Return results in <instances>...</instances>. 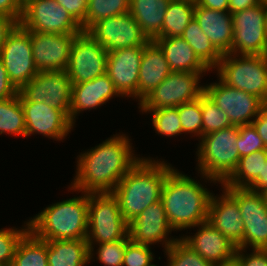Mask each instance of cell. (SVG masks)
<instances>
[{"label":"cell","mask_w":267,"mask_h":266,"mask_svg":"<svg viewBox=\"0 0 267 266\" xmlns=\"http://www.w3.org/2000/svg\"><path fill=\"white\" fill-rule=\"evenodd\" d=\"M128 135L115 134L77 156L70 191L112 193L120 179L139 161Z\"/></svg>","instance_id":"obj_1"},{"label":"cell","mask_w":267,"mask_h":266,"mask_svg":"<svg viewBox=\"0 0 267 266\" xmlns=\"http://www.w3.org/2000/svg\"><path fill=\"white\" fill-rule=\"evenodd\" d=\"M174 168L164 160L142 157L120 179L112 194L118 199L120 211L128 224L161 199L166 176Z\"/></svg>","instance_id":"obj_2"},{"label":"cell","mask_w":267,"mask_h":266,"mask_svg":"<svg viewBox=\"0 0 267 266\" xmlns=\"http://www.w3.org/2000/svg\"><path fill=\"white\" fill-rule=\"evenodd\" d=\"M212 192L197 180L173 169L162 188L161 201L170 226L187 230L208 220V205Z\"/></svg>","instance_id":"obj_3"},{"label":"cell","mask_w":267,"mask_h":266,"mask_svg":"<svg viewBox=\"0 0 267 266\" xmlns=\"http://www.w3.org/2000/svg\"><path fill=\"white\" fill-rule=\"evenodd\" d=\"M82 195V196H81ZM47 206L28 220L29 230L39 239H87L88 193Z\"/></svg>","instance_id":"obj_4"},{"label":"cell","mask_w":267,"mask_h":266,"mask_svg":"<svg viewBox=\"0 0 267 266\" xmlns=\"http://www.w3.org/2000/svg\"><path fill=\"white\" fill-rule=\"evenodd\" d=\"M238 136V126H232L200 138L196 161L201 178L223 184L233 174L240 160Z\"/></svg>","instance_id":"obj_5"},{"label":"cell","mask_w":267,"mask_h":266,"mask_svg":"<svg viewBox=\"0 0 267 266\" xmlns=\"http://www.w3.org/2000/svg\"><path fill=\"white\" fill-rule=\"evenodd\" d=\"M129 225L120 211L118 199L112 193H88L89 262L95 257L94 246L124 239Z\"/></svg>","instance_id":"obj_6"},{"label":"cell","mask_w":267,"mask_h":266,"mask_svg":"<svg viewBox=\"0 0 267 266\" xmlns=\"http://www.w3.org/2000/svg\"><path fill=\"white\" fill-rule=\"evenodd\" d=\"M215 69L228 86L267 103V55L224 54Z\"/></svg>","instance_id":"obj_7"},{"label":"cell","mask_w":267,"mask_h":266,"mask_svg":"<svg viewBox=\"0 0 267 266\" xmlns=\"http://www.w3.org/2000/svg\"><path fill=\"white\" fill-rule=\"evenodd\" d=\"M205 73L171 72L140 103V110L174 108L196 100L204 93L200 79ZM200 81V82H199Z\"/></svg>","instance_id":"obj_8"},{"label":"cell","mask_w":267,"mask_h":266,"mask_svg":"<svg viewBox=\"0 0 267 266\" xmlns=\"http://www.w3.org/2000/svg\"><path fill=\"white\" fill-rule=\"evenodd\" d=\"M19 24L39 33L80 34L81 25L56 0H30L23 6Z\"/></svg>","instance_id":"obj_9"},{"label":"cell","mask_w":267,"mask_h":266,"mask_svg":"<svg viewBox=\"0 0 267 266\" xmlns=\"http://www.w3.org/2000/svg\"><path fill=\"white\" fill-rule=\"evenodd\" d=\"M238 203L244 223L242 248L267 249V206L261 193L222 186ZM250 247V248H249Z\"/></svg>","instance_id":"obj_10"},{"label":"cell","mask_w":267,"mask_h":266,"mask_svg":"<svg viewBox=\"0 0 267 266\" xmlns=\"http://www.w3.org/2000/svg\"><path fill=\"white\" fill-rule=\"evenodd\" d=\"M0 58L11 83L18 91L39 72L33 61L30 31L20 24L7 35Z\"/></svg>","instance_id":"obj_11"},{"label":"cell","mask_w":267,"mask_h":266,"mask_svg":"<svg viewBox=\"0 0 267 266\" xmlns=\"http://www.w3.org/2000/svg\"><path fill=\"white\" fill-rule=\"evenodd\" d=\"M18 94L21 102H44L70 118L72 82L66 70L38 72Z\"/></svg>","instance_id":"obj_12"},{"label":"cell","mask_w":267,"mask_h":266,"mask_svg":"<svg viewBox=\"0 0 267 266\" xmlns=\"http://www.w3.org/2000/svg\"><path fill=\"white\" fill-rule=\"evenodd\" d=\"M232 54L267 55L265 3L232 14Z\"/></svg>","instance_id":"obj_13"},{"label":"cell","mask_w":267,"mask_h":266,"mask_svg":"<svg viewBox=\"0 0 267 266\" xmlns=\"http://www.w3.org/2000/svg\"><path fill=\"white\" fill-rule=\"evenodd\" d=\"M218 80L205 84L204 93L227 114L233 126L251 124L262 110L264 102L252 94L228 86L220 78Z\"/></svg>","instance_id":"obj_14"},{"label":"cell","mask_w":267,"mask_h":266,"mask_svg":"<svg viewBox=\"0 0 267 266\" xmlns=\"http://www.w3.org/2000/svg\"><path fill=\"white\" fill-rule=\"evenodd\" d=\"M108 51L86 31L78 34L66 69L72 84H80L106 73Z\"/></svg>","instance_id":"obj_15"},{"label":"cell","mask_w":267,"mask_h":266,"mask_svg":"<svg viewBox=\"0 0 267 266\" xmlns=\"http://www.w3.org/2000/svg\"><path fill=\"white\" fill-rule=\"evenodd\" d=\"M86 32L108 52L122 48L144 46L149 41L141 31L140 25L129 12L101 19Z\"/></svg>","instance_id":"obj_16"},{"label":"cell","mask_w":267,"mask_h":266,"mask_svg":"<svg viewBox=\"0 0 267 266\" xmlns=\"http://www.w3.org/2000/svg\"><path fill=\"white\" fill-rule=\"evenodd\" d=\"M78 34L30 31L33 61L39 72L66 70L73 41Z\"/></svg>","instance_id":"obj_17"},{"label":"cell","mask_w":267,"mask_h":266,"mask_svg":"<svg viewBox=\"0 0 267 266\" xmlns=\"http://www.w3.org/2000/svg\"><path fill=\"white\" fill-rule=\"evenodd\" d=\"M130 240L137 244L153 245L160 242L164 251L179 238H169L174 229L170 226L161 199L152 203L129 224Z\"/></svg>","instance_id":"obj_18"},{"label":"cell","mask_w":267,"mask_h":266,"mask_svg":"<svg viewBox=\"0 0 267 266\" xmlns=\"http://www.w3.org/2000/svg\"><path fill=\"white\" fill-rule=\"evenodd\" d=\"M144 46L108 52L106 74L121 97L137 99L139 70Z\"/></svg>","instance_id":"obj_19"},{"label":"cell","mask_w":267,"mask_h":266,"mask_svg":"<svg viewBox=\"0 0 267 266\" xmlns=\"http://www.w3.org/2000/svg\"><path fill=\"white\" fill-rule=\"evenodd\" d=\"M24 112L26 137L42 134L56 141H62L71 132L74 124L62 111L44 102H21Z\"/></svg>","instance_id":"obj_20"},{"label":"cell","mask_w":267,"mask_h":266,"mask_svg":"<svg viewBox=\"0 0 267 266\" xmlns=\"http://www.w3.org/2000/svg\"><path fill=\"white\" fill-rule=\"evenodd\" d=\"M222 189L221 195H211L207 221L237 248H242L244 223L239 205L224 188Z\"/></svg>","instance_id":"obj_21"},{"label":"cell","mask_w":267,"mask_h":266,"mask_svg":"<svg viewBox=\"0 0 267 266\" xmlns=\"http://www.w3.org/2000/svg\"><path fill=\"white\" fill-rule=\"evenodd\" d=\"M193 236H181L180 239L204 260L215 265L233 257L237 246L215 229L208 221L198 224Z\"/></svg>","instance_id":"obj_22"},{"label":"cell","mask_w":267,"mask_h":266,"mask_svg":"<svg viewBox=\"0 0 267 266\" xmlns=\"http://www.w3.org/2000/svg\"><path fill=\"white\" fill-rule=\"evenodd\" d=\"M114 97L121 95L105 73L80 84H72L70 121L75 125L76 117L84 110L96 109Z\"/></svg>","instance_id":"obj_23"},{"label":"cell","mask_w":267,"mask_h":266,"mask_svg":"<svg viewBox=\"0 0 267 266\" xmlns=\"http://www.w3.org/2000/svg\"><path fill=\"white\" fill-rule=\"evenodd\" d=\"M163 50L154 41L144 45L141 58L137 99L139 103L171 73Z\"/></svg>","instance_id":"obj_24"},{"label":"cell","mask_w":267,"mask_h":266,"mask_svg":"<svg viewBox=\"0 0 267 266\" xmlns=\"http://www.w3.org/2000/svg\"><path fill=\"white\" fill-rule=\"evenodd\" d=\"M194 18L222 55L231 53L233 25L230 12L207 9L195 4Z\"/></svg>","instance_id":"obj_25"},{"label":"cell","mask_w":267,"mask_h":266,"mask_svg":"<svg viewBox=\"0 0 267 266\" xmlns=\"http://www.w3.org/2000/svg\"><path fill=\"white\" fill-rule=\"evenodd\" d=\"M154 41L163 50L172 72L207 73L210 69L181 37H157Z\"/></svg>","instance_id":"obj_26"},{"label":"cell","mask_w":267,"mask_h":266,"mask_svg":"<svg viewBox=\"0 0 267 266\" xmlns=\"http://www.w3.org/2000/svg\"><path fill=\"white\" fill-rule=\"evenodd\" d=\"M171 0H130L129 13L149 40L161 37L164 16Z\"/></svg>","instance_id":"obj_27"},{"label":"cell","mask_w":267,"mask_h":266,"mask_svg":"<svg viewBox=\"0 0 267 266\" xmlns=\"http://www.w3.org/2000/svg\"><path fill=\"white\" fill-rule=\"evenodd\" d=\"M48 266H87L89 245L84 239L48 240Z\"/></svg>","instance_id":"obj_28"},{"label":"cell","mask_w":267,"mask_h":266,"mask_svg":"<svg viewBox=\"0 0 267 266\" xmlns=\"http://www.w3.org/2000/svg\"><path fill=\"white\" fill-rule=\"evenodd\" d=\"M195 0H171L162 24L161 37H179L194 18Z\"/></svg>","instance_id":"obj_29"},{"label":"cell","mask_w":267,"mask_h":266,"mask_svg":"<svg viewBox=\"0 0 267 266\" xmlns=\"http://www.w3.org/2000/svg\"><path fill=\"white\" fill-rule=\"evenodd\" d=\"M181 37L192 47L195 54L211 71L215 70L223 55L203 33L195 18L189 22Z\"/></svg>","instance_id":"obj_30"},{"label":"cell","mask_w":267,"mask_h":266,"mask_svg":"<svg viewBox=\"0 0 267 266\" xmlns=\"http://www.w3.org/2000/svg\"><path fill=\"white\" fill-rule=\"evenodd\" d=\"M267 160V149L241 157L233 174L221 186L247 188L259 174Z\"/></svg>","instance_id":"obj_31"},{"label":"cell","mask_w":267,"mask_h":266,"mask_svg":"<svg viewBox=\"0 0 267 266\" xmlns=\"http://www.w3.org/2000/svg\"><path fill=\"white\" fill-rule=\"evenodd\" d=\"M11 266H48L47 242L29 230L19 241Z\"/></svg>","instance_id":"obj_32"},{"label":"cell","mask_w":267,"mask_h":266,"mask_svg":"<svg viewBox=\"0 0 267 266\" xmlns=\"http://www.w3.org/2000/svg\"><path fill=\"white\" fill-rule=\"evenodd\" d=\"M4 133L26 138L24 112L19 94L0 101V135Z\"/></svg>","instance_id":"obj_33"},{"label":"cell","mask_w":267,"mask_h":266,"mask_svg":"<svg viewBox=\"0 0 267 266\" xmlns=\"http://www.w3.org/2000/svg\"><path fill=\"white\" fill-rule=\"evenodd\" d=\"M130 0H88L82 30L87 31L97 21L129 12Z\"/></svg>","instance_id":"obj_34"},{"label":"cell","mask_w":267,"mask_h":266,"mask_svg":"<svg viewBox=\"0 0 267 266\" xmlns=\"http://www.w3.org/2000/svg\"><path fill=\"white\" fill-rule=\"evenodd\" d=\"M142 113H151L152 126L158 135L167 137L183 134L178 109L162 108L156 110H141Z\"/></svg>","instance_id":"obj_35"},{"label":"cell","mask_w":267,"mask_h":266,"mask_svg":"<svg viewBox=\"0 0 267 266\" xmlns=\"http://www.w3.org/2000/svg\"><path fill=\"white\" fill-rule=\"evenodd\" d=\"M202 136L214 131L232 127L228 116L212 100L203 93L201 95Z\"/></svg>","instance_id":"obj_36"},{"label":"cell","mask_w":267,"mask_h":266,"mask_svg":"<svg viewBox=\"0 0 267 266\" xmlns=\"http://www.w3.org/2000/svg\"><path fill=\"white\" fill-rule=\"evenodd\" d=\"M164 252L167 257V266H214L199 256L180 238Z\"/></svg>","instance_id":"obj_37"},{"label":"cell","mask_w":267,"mask_h":266,"mask_svg":"<svg viewBox=\"0 0 267 266\" xmlns=\"http://www.w3.org/2000/svg\"><path fill=\"white\" fill-rule=\"evenodd\" d=\"M180 117L182 131L190 133L192 136L202 137V109H201V96L194 101L184 103L176 107Z\"/></svg>","instance_id":"obj_38"},{"label":"cell","mask_w":267,"mask_h":266,"mask_svg":"<svg viewBox=\"0 0 267 266\" xmlns=\"http://www.w3.org/2000/svg\"><path fill=\"white\" fill-rule=\"evenodd\" d=\"M26 224V225H25ZM29 231V222L24 223V227L0 229V264L11 266L14 254L19 241Z\"/></svg>","instance_id":"obj_39"},{"label":"cell","mask_w":267,"mask_h":266,"mask_svg":"<svg viewBox=\"0 0 267 266\" xmlns=\"http://www.w3.org/2000/svg\"><path fill=\"white\" fill-rule=\"evenodd\" d=\"M129 234L122 240L98 245L95 257L105 266H122L126 245L130 242Z\"/></svg>","instance_id":"obj_40"},{"label":"cell","mask_w":267,"mask_h":266,"mask_svg":"<svg viewBox=\"0 0 267 266\" xmlns=\"http://www.w3.org/2000/svg\"><path fill=\"white\" fill-rule=\"evenodd\" d=\"M238 130L239 136L237 138V147L240 158L253 152L267 149L252 124L238 126Z\"/></svg>","instance_id":"obj_41"},{"label":"cell","mask_w":267,"mask_h":266,"mask_svg":"<svg viewBox=\"0 0 267 266\" xmlns=\"http://www.w3.org/2000/svg\"><path fill=\"white\" fill-rule=\"evenodd\" d=\"M152 261L154 254L150 246L132 241L126 245L122 266H157Z\"/></svg>","instance_id":"obj_42"},{"label":"cell","mask_w":267,"mask_h":266,"mask_svg":"<svg viewBox=\"0 0 267 266\" xmlns=\"http://www.w3.org/2000/svg\"><path fill=\"white\" fill-rule=\"evenodd\" d=\"M251 251V253L246 254V248L236 249L235 255L241 266H267V249L252 248Z\"/></svg>","instance_id":"obj_43"},{"label":"cell","mask_w":267,"mask_h":266,"mask_svg":"<svg viewBox=\"0 0 267 266\" xmlns=\"http://www.w3.org/2000/svg\"><path fill=\"white\" fill-rule=\"evenodd\" d=\"M81 25L86 16L88 0H56Z\"/></svg>","instance_id":"obj_44"},{"label":"cell","mask_w":267,"mask_h":266,"mask_svg":"<svg viewBox=\"0 0 267 266\" xmlns=\"http://www.w3.org/2000/svg\"><path fill=\"white\" fill-rule=\"evenodd\" d=\"M19 91L11 83L0 58V101L16 96Z\"/></svg>","instance_id":"obj_45"},{"label":"cell","mask_w":267,"mask_h":266,"mask_svg":"<svg viewBox=\"0 0 267 266\" xmlns=\"http://www.w3.org/2000/svg\"><path fill=\"white\" fill-rule=\"evenodd\" d=\"M22 12L23 7L17 0H0V15L11 17L19 24Z\"/></svg>","instance_id":"obj_46"},{"label":"cell","mask_w":267,"mask_h":266,"mask_svg":"<svg viewBox=\"0 0 267 266\" xmlns=\"http://www.w3.org/2000/svg\"><path fill=\"white\" fill-rule=\"evenodd\" d=\"M251 124L254 126L263 143L267 147V103H264L262 110Z\"/></svg>","instance_id":"obj_47"},{"label":"cell","mask_w":267,"mask_h":266,"mask_svg":"<svg viewBox=\"0 0 267 266\" xmlns=\"http://www.w3.org/2000/svg\"><path fill=\"white\" fill-rule=\"evenodd\" d=\"M18 23L11 17L0 15V51L5 43L7 35Z\"/></svg>","instance_id":"obj_48"},{"label":"cell","mask_w":267,"mask_h":266,"mask_svg":"<svg viewBox=\"0 0 267 266\" xmlns=\"http://www.w3.org/2000/svg\"><path fill=\"white\" fill-rule=\"evenodd\" d=\"M195 2L207 9L229 12V0H195Z\"/></svg>","instance_id":"obj_49"},{"label":"cell","mask_w":267,"mask_h":266,"mask_svg":"<svg viewBox=\"0 0 267 266\" xmlns=\"http://www.w3.org/2000/svg\"><path fill=\"white\" fill-rule=\"evenodd\" d=\"M262 0H229V12L231 14L254 7L260 4Z\"/></svg>","instance_id":"obj_50"},{"label":"cell","mask_w":267,"mask_h":266,"mask_svg":"<svg viewBox=\"0 0 267 266\" xmlns=\"http://www.w3.org/2000/svg\"><path fill=\"white\" fill-rule=\"evenodd\" d=\"M247 188L259 193L267 188V160L263 165L262 174H259Z\"/></svg>","instance_id":"obj_51"},{"label":"cell","mask_w":267,"mask_h":266,"mask_svg":"<svg viewBox=\"0 0 267 266\" xmlns=\"http://www.w3.org/2000/svg\"><path fill=\"white\" fill-rule=\"evenodd\" d=\"M214 266H241V265L238 257L234 255L233 257L224 260L218 264H215Z\"/></svg>","instance_id":"obj_52"},{"label":"cell","mask_w":267,"mask_h":266,"mask_svg":"<svg viewBox=\"0 0 267 266\" xmlns=\"http://www.w3.org/2000/svg\"><path fill=\"white\" fill-rule=\"evenodd\" d=\"M263 198H264V201L266 203V206H267V188L264 189L262 192H261Z\"/></svg>","instance_id":"obj_53"},{"label":"cell","mask_w":267,"mask_h":266,"mask_svg":"<svg viewBox=\"0 0 267 266\" xmlns=\"http://www.w3.org/2000/svg\"><path fill=\"white\" fill-rule=\"evenodd\" d=\"M30 0H17V2L23 7L25 6Z\"/></svg>","instance_id":"obj_54"},{"label":"cell","mask_w":267,"mask_h":266,"mask_svg":"<svg viewBox=\"0 0 267 266\" xmlns=\"http://www.w3.org/2000/svg\"><path fill=\"white\" fill-rule=\"evenodd\" d=\"M265 28H266V34H267V4H265Z\"/></svg>","instance_id":"obj_55"}]
</instances>
